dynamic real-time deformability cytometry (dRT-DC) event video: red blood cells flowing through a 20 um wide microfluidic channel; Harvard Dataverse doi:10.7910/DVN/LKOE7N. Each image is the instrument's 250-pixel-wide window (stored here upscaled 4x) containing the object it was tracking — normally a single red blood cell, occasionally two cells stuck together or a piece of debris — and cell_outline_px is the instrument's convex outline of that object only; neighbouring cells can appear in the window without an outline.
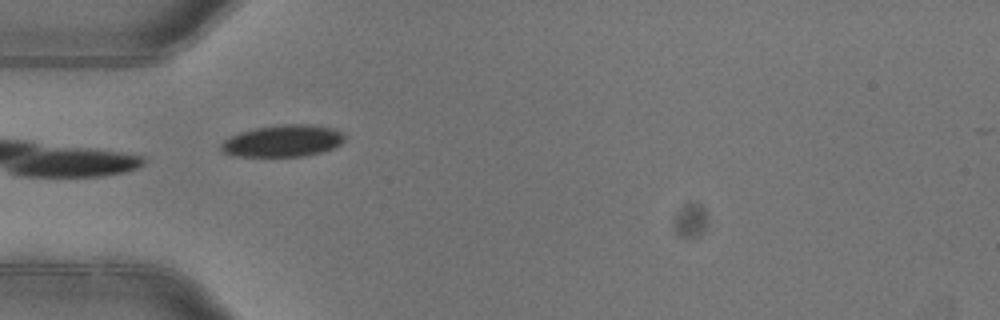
{"species": "common noctule bat (a hibernating species)", "species_latin": "Nyctalus noctula", "temperature_condition": "warm", "stored_images_in_passage": 2, "camera_frame_rate_fps": 3000, "um_per_image_px": 0.085, "animal": {"sex": "female"}, "frame": {"image": 1, "passage_image": 1, "time_ms": 0.0, "image_size_px": [1000, 320], "cell_outline_px": [[344, 140], [340, 144], [332, 148], [320, 152], [304, 156], [236, 156], [224, 152], [220, 148], [220, 144], [228, 136], [240, 132], [256, 128], [280, 124], [312, 124], [332, 128], [340, 132], [344, 136]], "centroid_in_image_um": [24.01, 11.97], "position_along_channel_um": 61.0, "area_um2": 22.83}}